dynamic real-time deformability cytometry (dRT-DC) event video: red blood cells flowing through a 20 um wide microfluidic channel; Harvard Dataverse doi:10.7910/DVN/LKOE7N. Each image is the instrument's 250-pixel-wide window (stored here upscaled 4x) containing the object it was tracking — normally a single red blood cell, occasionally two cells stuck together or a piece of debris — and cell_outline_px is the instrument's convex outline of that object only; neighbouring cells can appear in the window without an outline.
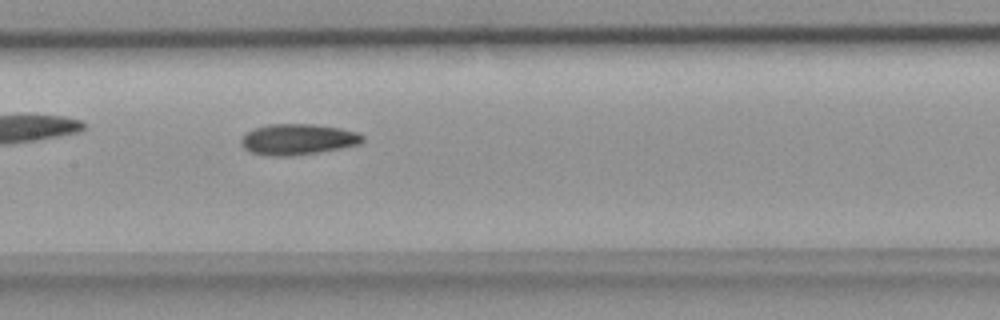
{"species": "common noctule bat (a hibernating species)", "species_latin": "Nyctalus noctula", "temperature_condition": "room temperature", "stored_images_in_passage": 14, "camera_frame_rate_fps": 3000, "um_per_image_px": 0.085, "animal": {"sex": "female", "body_mass_g": 18.4}, "frame": {"image": 1, "passage_image": 12, "time_ms": 3.667, "image_size_px": [1000, 320], "cell_outline_px": [[364, 140], [360, 144], [340, 148], [292, 156], [264, 156], [252, 152], [244, 148], [240, 144], [240, 140], [248, 132], [256, 128], [268, 124], [312, 124], [340, 128], [356, 132], [364, 136]], "centroid_in_image_um": [25.3, 11.85], "position_along_channel_um": 182.1, "area_um2": 21.73}}